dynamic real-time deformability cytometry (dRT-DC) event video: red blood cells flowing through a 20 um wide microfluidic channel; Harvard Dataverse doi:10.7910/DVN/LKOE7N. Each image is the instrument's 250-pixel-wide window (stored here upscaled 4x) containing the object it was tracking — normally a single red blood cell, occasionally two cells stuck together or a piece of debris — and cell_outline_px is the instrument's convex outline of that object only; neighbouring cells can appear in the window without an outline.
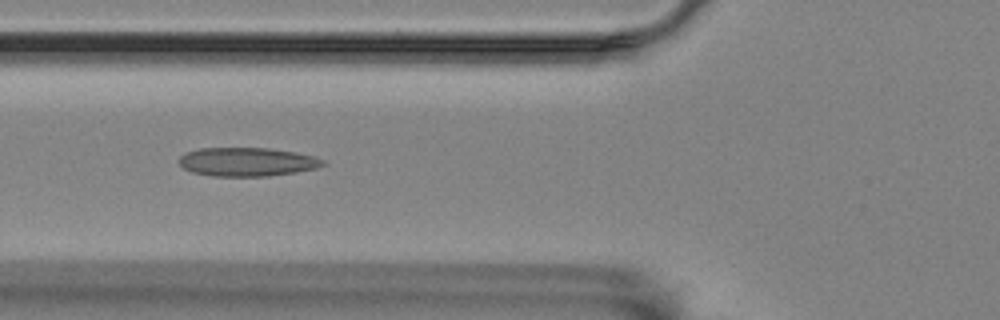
{"species": "Egyptian fruit bat (a non-hibernating species)", "species_latin": "Rousettus aegyptiacus", "temperature_condition": "room temperature", "stored_images_in_passage": 46, "camera_frame_rate_fps": 3000, "um_per_image_px": 0.085, "animal": {"sex": "female"}, "frame": {"image": 1, "passage_image": 19, "time_ms": 6.0, "image_size_px": [1000, 320], "cell_outline_px": [[328, 164], [316, 168], [296, 172], [268, 176], [212, 176], [192, 172], [184, 168], [180, 164], [180, 156], [184, 152], [200, 148], [268, 148], [292, 152], [312, 156], [324, 160]], "centroid_in_image_um": [20.99, 13.76], "position_along_channel_um": 104.8, "area_um2": 23.99}}
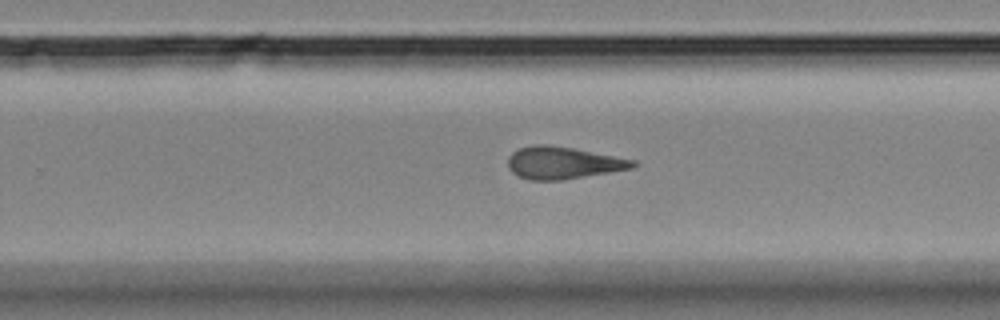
{"frame": {"image": 2, "passage_image": 34, "time_ms": 11.0, "image_size_px": [1000, 320], "cell_outline_px": [[636, 164], [632, 168], [560, 180], [532, 180], [520, 176], [512, 172], [508, 168], [508, 156], [512, 152], [520, 148], [536, 144], [544, 144], [572, 148], [636, 160]], "centroid_in_image_um": [47.82, 13.83], "position_along_channel_um": 282.0, "area_um2": 23.06}}
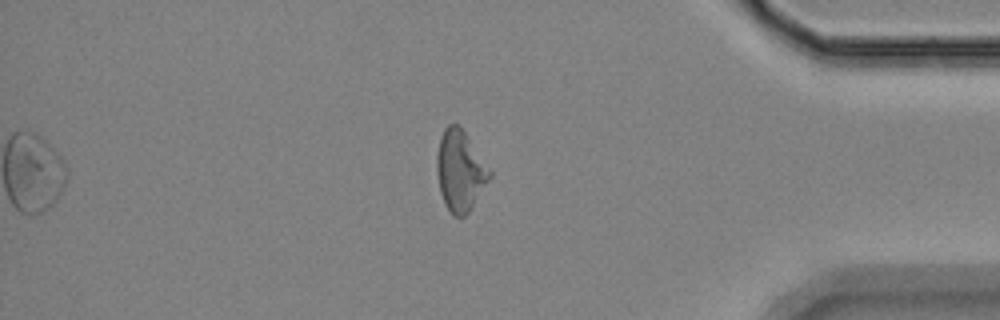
{"frame": {"image": 3, "passage_image": 46, "time_ms": 15.0, "image_size_px": [1000, 320], "cell_outline_px": [[492, 176], [468, 212], [464, 216], [452, 216], [444, 204], [440, 192], [436, 172], [436, 156], [440, 136], [444, 128], [448, 124], [456, 124], [464, 132], [492, 172]], "centroid_in_image_um": [39.08, 14.53], "position_along_channel_um": 396.1, "area_um2": 24.68}, "authors_computed_cell_mechanics": {"area_um2": 24.1893, "velocity_mm_per_s": 3.5371, "shape_relaxation_time_tau1_ms": null, "shape_relaxation_time_tau2_ms": 3.9825, "deformation_change_tau1": null, "deformation_change_tau2": 0.1441}}